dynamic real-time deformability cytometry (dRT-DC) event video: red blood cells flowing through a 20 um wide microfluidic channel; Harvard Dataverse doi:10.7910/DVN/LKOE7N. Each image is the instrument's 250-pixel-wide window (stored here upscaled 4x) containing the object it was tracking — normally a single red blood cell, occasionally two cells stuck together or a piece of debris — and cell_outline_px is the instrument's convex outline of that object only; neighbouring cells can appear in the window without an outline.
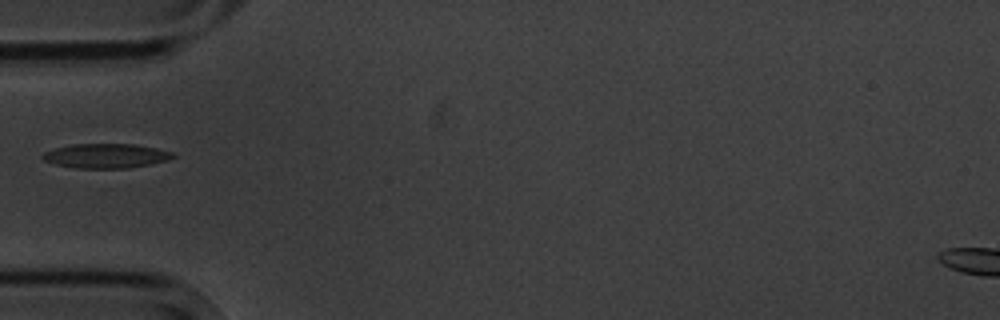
{"species": "common noctule bat (a hibernating species)", "species_latin": "Nyctalus noctula", "temperature_condition": "cold", "stored_images_in_passage": 1, "camera_frame_rate_fps": 3000, "um_per_image_px": 0.085, "animal": {"sex": "male", "body_mass_g": 20.1, "forearm_length_mm": 53.5}, "frame": {"image": 1, "passage_image": 1, "time_ms": 0.0, "image_size_px": [1000, 320], "cell_outline_px": [[176, 156], [168, 160], [128, 168], [76, 168], [56, 164], [44, 160], [40, 156], [44, 152], [56, 148], [72, 144], [136, 144], [156, 148], [172, 152]], "centroid_in_image_um": [9.0, 13.24], "position_along_channel_um": 76.0, "area_um2": 18.44}}